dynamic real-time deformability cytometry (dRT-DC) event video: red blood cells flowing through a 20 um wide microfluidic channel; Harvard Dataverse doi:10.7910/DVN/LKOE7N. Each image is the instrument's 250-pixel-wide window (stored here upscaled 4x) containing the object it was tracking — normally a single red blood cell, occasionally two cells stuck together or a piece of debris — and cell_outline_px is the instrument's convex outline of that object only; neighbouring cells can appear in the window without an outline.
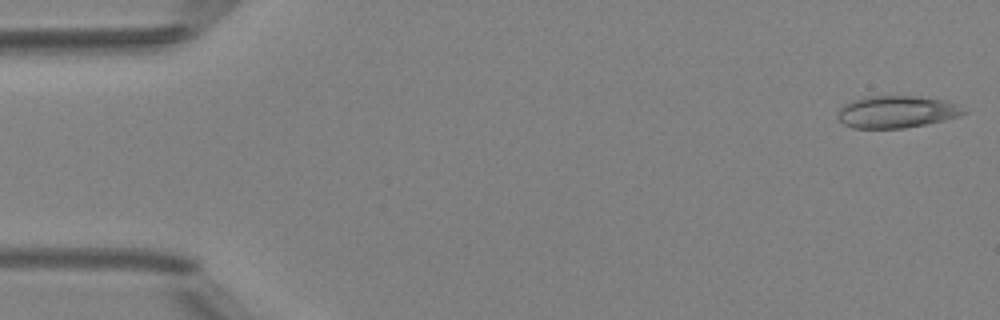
{"species": "Egyptian fruit bat (a non-hibernating species)", "species_latin": "Rousettus aegyptiacus", "temperature_condition": "room temperature", "stored_images_in_passage": 5, "camera_frame_rate_fps": 3000, "um_per_image_px": 0.085, "animal": {"sex": "female"}, "frame": {"image": 1, "passage_image": 1, "time_ms": 0.0, "image_size_px": [1000, 320], "cell_outline_px": [[968, 112], [960, 116], [944, 120], [904, 128], [852, 128], [844, 124], [836, 116], [840, 108], [844, 104], [852, 100], [868, 96], [920, 96], [944, 100], [956, 104]], "centroid_in_image_um": [76.2, 9.5], "position_along_channel_um": 8.8, "area_um2": 23.58}}
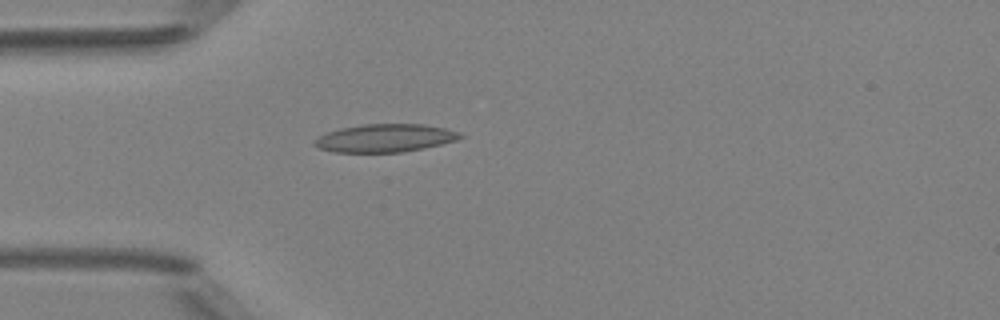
{"frame": {"image": 2, "passage_image": 5, "time_ms": 4.333, "image_size_px": [1000, 320], "cell_outline_px": [[464, 136], [456, 140], [424, 148], [404, 152], [336, 152], [316, 148], [312, 144], [312, 140], [328, 132], [340, 128], [364, 124], [424, 124], [444, 128], [460, 132]], "centroid_in_image_um": [32.7, 11.74], "position_along_channel_um": 52.3, "area_um2": 23.81}}